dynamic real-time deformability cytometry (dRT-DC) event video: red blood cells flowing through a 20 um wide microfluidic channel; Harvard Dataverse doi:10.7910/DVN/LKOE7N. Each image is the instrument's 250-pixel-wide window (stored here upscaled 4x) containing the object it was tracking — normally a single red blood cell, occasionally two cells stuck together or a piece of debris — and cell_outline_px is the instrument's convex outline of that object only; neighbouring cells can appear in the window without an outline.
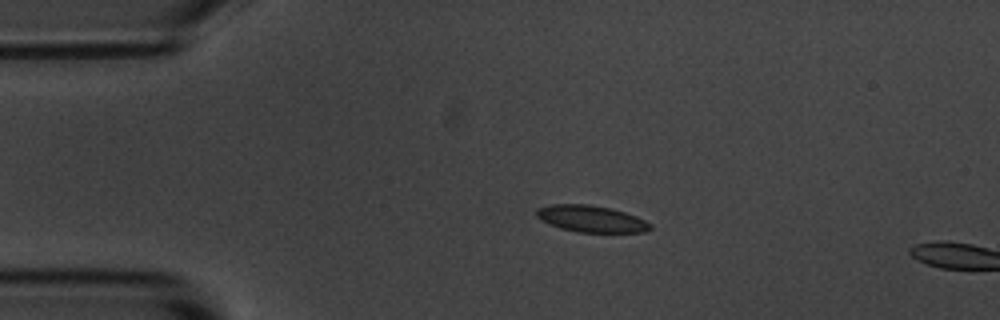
{"species": "common noctule bat (a hibernating species)", "species_latin": "Nyctalus noctula", "temperature_condition": "room temperature", "stored_images_in_passage": 47, "segment_of_instrument_passage": [1, 2], "camera_frame_rate_fps": 3000, "um_per_image_px": 0.085, "animal": {"sex": "male", "body_mass_g": 20.1, "forearm_length_mm": 53.5}, "frame": {"image": 1, "passage_image": 1, "time_ms": 0.0, "image_size_px": [1000, 320], "cell_outline_px": [[652, 228], [644, 232], [580, 232], [560, 228], [540, 220], [536, 216], [536, 208], [552, 204], [588, 204], [612, 208], [636, 216], [652, 224]], "centroid_in_image_um": [50.24, 18.59], "position_along_channel_um": 34.8, "area_um2": 17.69}}
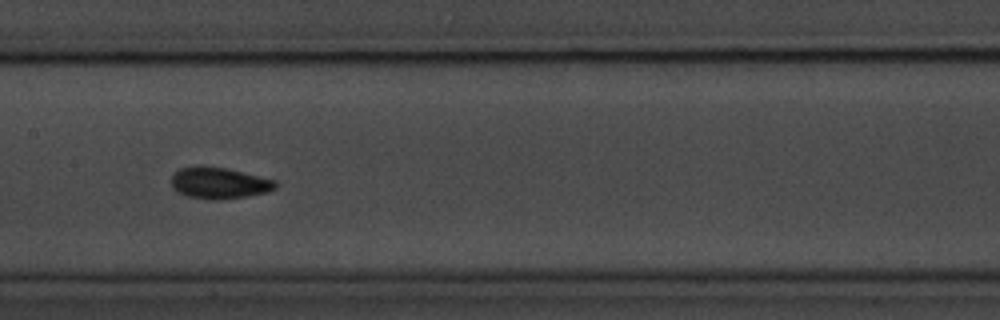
{"frame": {"image": 2, "passage_image": 17, "time_ms": 5.333, "image_size_px": [1000, 320], "cell_outline_px": [[280, 184], [276, 188], [268, 192], [248, 196], [220, 200], [208, 200], [188, 196], [180, 192], [172, 184], [172, 176], [180, 168], [200, 164], [224, 168], [276, 180]], "centroid_in_image_um": [18.67, 15.55], "position_along_channel_um": 188.7, "area_um2": 19.13}}
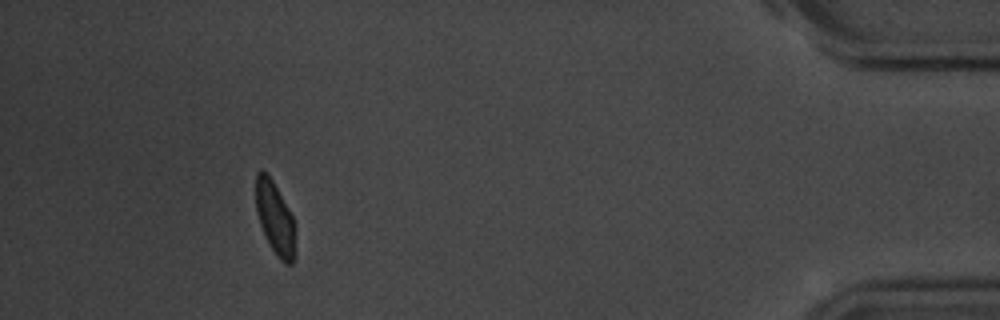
{"frame": {"image": 3, "passage_image": 41, "time_ms": 13.333, "image_size_px": [1000, 320], "cell_outline_px": [[296, 228], [292, 264], [284, 264], [276, 256], [260, 224], [256, 212], [256, 172], [260, 168], [268, 172], [292, 216]], "centroid_in_image_um": [23.37, 18.5], "position_along_channel_um": 411.8, "area_um2": 16.65}}